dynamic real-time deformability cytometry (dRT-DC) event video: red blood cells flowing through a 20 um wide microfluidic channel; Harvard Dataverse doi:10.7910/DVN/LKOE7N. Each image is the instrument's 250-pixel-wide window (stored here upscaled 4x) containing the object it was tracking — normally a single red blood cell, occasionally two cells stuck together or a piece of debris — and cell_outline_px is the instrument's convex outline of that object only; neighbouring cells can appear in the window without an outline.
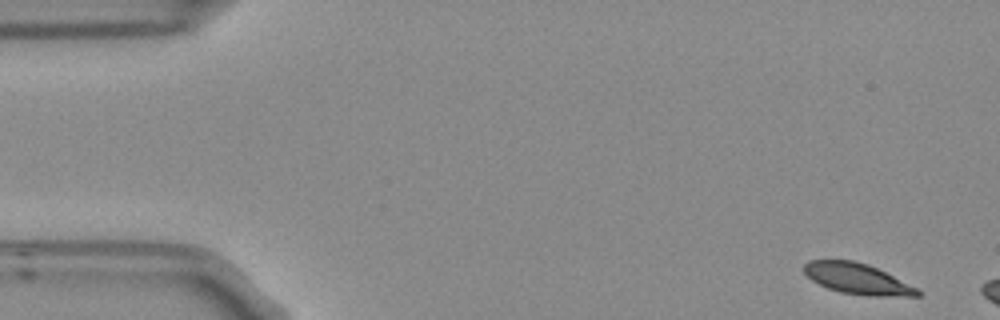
{"species": "Egyptian fruit bat (a non-hibernating species)", "species_latin": "Rousettus aegyptiacus", "temperature_condition": "room temperature", "stored_images_in_passage": 3, "camera_frame_rate_fps": 3000, "um_per_image_px": 0.085, "frame": {"image": 1, "passage_image": 1, "time_ms": 0.0, "image_size_px": [1000, 320], "cell_outline_px": [[920, 296], [868, 296], [840, 292], [828, 288], [812, 280], [804, 272], [804, 264], [808, 260], [852, 260], [868, 264], [916, 288], [920, 292]], "centroid_in_image_um": [72.83, 23.69], "position_along_channel_um": 12.2, "area_um2": 20.0}}